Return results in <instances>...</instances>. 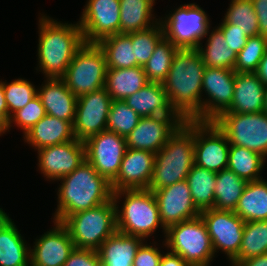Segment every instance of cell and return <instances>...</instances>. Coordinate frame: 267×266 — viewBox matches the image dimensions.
<instances>
[{
  "label": "cell",
  "mask_w": 267,
  "mask_h": 266,
  "mask_svg": "<svg viewBox=\"0 0 267 266\" xmlns=\"http://www.w3.org/2000/svg\"><path fill=\"white\" fill-rule=\"evenodd\" d=\"M205 65L196 48H179L162 82L171 108L183 120L202 115V79ZM202 95V96H201Z\"/></svg>",
  "instance_id": "cell-1"
},
{
  "label": "cell",
  "mask_w": 267,
  "mask_h": 266,
  "mask_svg": "<svg viewBox=\"0 0 267 266\" xmlns=\"http://www.w3.org/2000/svg\"><path fill=\"white\" fill-rule=\"evenodd\" d=\"M42 16V17H41ZM39 17L38 69L46 78H61L77 51L85 44L79 23L68 24Z\"/></svg>",
  "instance_id": "cell-2"
},
{
  "label": "cell",
  "mask_w": 267,
  "mask_h": 266,
  "mask_svg": "<svg viewBox=\"0 0 267 266\" xmlns=\"http://www.w3.org/2000/svg\"><path fill=\"white\" fill-rule=\"evenodd\" d=\"M59 180L55 221L62 222L74 213L94 208L112 198L111 183L87 161Z\"/></svg>",
  "instance_id": "cell-3"
},
{
  "label": "cell",
  "mask_w": 267,
  "mask_h": 266,
  "mask_svg": "<svg viewBox=\"0 0 267 266\" xmlns=\"http://www.w3.org/2000/svg\"><path fill=\"white\" fill-rule=\"evenodd\" d=\"M194 159V120L183 121L170 135L167 143L155 154L152 192L185 180Z\"/></svg>",
  "instance_id": "cell-4"
},
{
  "label": "cell",
  "mask_w": 267,
  "mask_h": 266,
  "mask_svg": "<svg viewBox=\"0 0 267 266\" xmlns=\"http://www.w3.org/2000/svg\"><path fill=\"white\" fill-rule=\"evenodd\" d=\"M121 196L125 197V200L120 208L117 203ZM112 199L116 206L118 232L140 237L144 242L145 238L152 236L159 226L166 234V228L160 220L156 198L151 190L122 189L113 192Z\"/></svg>",
  "instance_id": "cell-5"
},
{
  "label": "cell",
  "mask_w": 267,
  "mask_h": 266,
  "mask_svg": "<svg viewBox=\"0 0 267 266\" xmlns=\"http://www.w3.org/2000/svg\"><path fill=\"white\" fill-rule=\"evenodd\" d=\"M61 223L69 232L75 248L97 250L117 231L115 203L111 198L94 208L74 213Z\"/></svg>",
  "instance_id": "cell-6"
},
{
  "label": "cell",
  "mask_w": 267,
  "mask_h": 266,
  "mask_svg": "<svg viewBox=\"0 0 267 266\" xmlns=\"http://www.w3.org/2000/svg\"><path fill=\"white\" fill-rule=\"evenodd\" d=\"M163 245L181 256L189 266H209L215 253L207 226L199 215L196 218L170 225Z\"/></svg>",
  "instance_id": "cell-7"
},
{
  "label": "cell",
  "mask_w": 267,
  "mask_h": 266,
  "mask_svg": "<svg viewBox=\"0 0 267 266\" xmlns=\"http://www.w3.org/2000/svg\"><path fill=\"white\" fill-rule=\"evenodd\" d=\"M106 57L97 43H85L74 55L61 79L69 90L79 97L104 88Z\"/></svg>",
  "instance_id": "cell-8"
},
{
  "label": "cell",
  "mask_w": 267,
  "mask_h": 266,
  "mask_svg": "<svg viewBox=\"0 0 267 266\" xmlns=\"http://www.w3.org/2000/svg\"><path fill=\"white\" fill-rule=\"evenodd\" d=\"M216 125L225 133L229 144L245 147L267 158V113H222Z\"/></svg>",
  "instance_id": "cell-9"
},
{
  "label": "cell",
  "mask_w": 267,
  "mask_h": 266,
  "mask_svg": "<svg viewBox=\"0 0 267 266\" xmlns=\"http://www.w3.org/2000/svg\"><path fill=\"white\" fill-rule=\"evenodd\" d=\"M163 19L164 36L178 48H197L210 28L208 15L196 3L180 5Z\"/></svg>",
  "instance_id": "cell-10"
},
{
  "label": "cell",
  "mask_w": 267,
  "mask_h": 266,
  "mask_svg": "<svg viewBox=\"0 0 267 266\" xmlns=\"http://www.w3.org/2000/svg\"><path fill=\"white\" fill-rule=\"evenodd\" d=\"M229 141L214 121L194 120L195 165L213 172L227 169Z\"/></svg>",
  "instance_id": "cell-11"
},
{
  "label": "cell",
  "mask_w": 267,
  "mask_h": 266,
  "mask_svg": "<svg viewBox=\"0 0 267 266\" xmlns=\"http://www.w3.org/2000/svg\"><path fill=\"white\" fill-rule=\"evenodd\" d=\"M85 157L94 169L112 183L118 175L127 149L126 138L109 130H104L84 141Z\"/></svg>",
  "instance_id": "cell-12"
},
{
  "label": "cell",
  "mask_w": 267,
  "mask_h": 266,
  "mask_svg": "<svg viewBox=\"0 0 267 266\" xmlns=\"http://www.w3.org/2000/svg\"><path fill=\"white\" fill-rule=\"evenodd\" d=\"M200 216L207 226L214 253L222 250L232 261L239 253L245 221L232 210L212 208L201 211Z\"/></svg>",
  "instance_id": "cell-13"
},
{
  "label": "cell",
  "mask_w": 267,
  "mask_h": 266,
  "mask_svg": "<svg viewBox=\"0 0 267 266\" xmlns=\"http://www.w3.org/2000/svg\"><path fill=\"white\" fill-rule=\"evenodd\" d=\"M112 101L105 88L78 97L73 123V133L77 140L84 142L106 130Z\"/></svg>",
  "instance_id": "cell-14"
},
{
  "label": "cell",
  "mask_w": 267,
  "mask_h": 266,
  "mask_svg": "<svg viewBox=\"0 0 267 266\" xmlns=\"http://www.w3.org/2000/svg\"><path fill=\"white\" fill-rule=\"evenodd\" d=\"M236 72L226 68L205 67L202 92L209 98L202 99V115L196 121H214L231 105Z\"/></svg>",
  "instance_id": "cell-15"
},
{
  "label": "cell",
  "mask_w": 267,
  "mask_h": 266,
  "mask_svg": "<svg viewBox=\"0 0 267 266\" xmlns=\"http://www.w3.org/2000/svg\"><path fill=\"white\" fill-rule=\"evenodd\" d=\"M78 21L85 43L120 34V0H88Z\"/></svg>",
  "instance_id": "cell-16"
},
{
  "label": "cell",
  "mask_w": 267,
  "mask_h": 266,
  "mask_svg": "<svg viewBox=\"0 0 267 266\" xmlns=\"http://www.w3.org/2000/svg\"><path fill=\"white\" fill-rule=\"evenodd\" d=\"M38 152V167L48 180H58L72 173L86 161L85 145L76 138L53 146L43 147Z\"/></svg>",
  "instance_id": "cell-17"
},
{
  "label": "cell",
  "mask_w": 267,
  "mask_h": 266,
  "mask_svg": "<svg viewBox=\"0 0 267 266\" xmlns=\"http://www.w3.org/2000/svg\"><path fill=\"white\" fill-rule=\"evenodd\" d=\"M160 220L167 229L170 225L196 218L200 211L195 207L187 180L179 181L153 191Z\"/></svg>",
  "instance_id": "cell-18"
},
{
  "label": "cell",
  "mask_w": 267,
  "mask_h": 266,
  "mask_svg": "<svg viewBox=\"0 0 267 266\" xmlns=\"http://www.w3.org/2000/svg\"><path fill=\"white\" fill-rule=\"evenodd\" d=\"M182 122L179 116L141 117L137 126L125 137L126 147L156 154Z\"/></svg>",
  "instance_id": "cell-19"
},
{
  "label": "cell",
  "mask_w": 267,
  "mask_h": 266,
  "mask_svg": "<svg viewBox=\"0 0 267 266\" xmlns=\"http://www.w3.org/2000/svg\"><path fill=\"white\" fill-rule=\"evenodd\" d=\"M53 222L55 227L36 238L35 245L30 248V266H63L74 250L66 227L61 222Z\"/></svg>",
  "instance_id": "cell-20"
},
{
  "label": "cell",
  "mask_w": 267,
  "mask_h": 266,
  "mask_svg": "<svg viewBox=\"0 0 267 266\" xmlns=\"http://www.w3.org/2000/svg\"><path fill=\"white\" fill-rule=\"evenodd\" d=\"M155 161V153L127 148L117 177L111 183L112 191L122 189H148Z\"/></svg>",
  "instance_id": "cell-21"
},
{
  "label": "cell",
  "mask_w": 267,
  "mask_h": 266,
  "mask_svg": "<svg viewBox=\"0 0 267 266\" xmlns=\"http://www.w3.org/2000/svg\"><path fill=\"white\" fill-rule=\"evenodd\" d=\"M265 85L254 72H236L233 100L223 113H258L264 111Z\"/></svg>",
  "instance_id": "cell-22"
},
{
  "label": "cell",
  "mask_w": 267,
  "mask_h": 266,
  "mask_svg": "<svg viewBox=\"0 0 267 266\" xmlns=\"http://www.w3.org/2000/svg\"><path fill=\"white\" fill-rule=\"evenodd\" d=\"M38 88V96L44 106L46 115L68 121L75 120L76 97L61 78H46L45 84Z\"/></svg>",
  "instance_id": "cell-23"
},
{
  "label": "cell",
  "mask_w": 267,
  "mask_h": 266,
  "mask_svg": "<svg viewBox=\"0 0 267 266\" xmlns=\"http://www.w3.org/2000/svg\"><path fill=\"white\" fill-rule=\"evenodd\" d=\"M14 221L0 208V266H30V246Z\"/></svg>",
  "instance_id": "cell-24"
},
{
  "label": "cell",
  "mask_w": 267,
  "mask_h": 266,
  "mask_svg": "<svg viewBox=\"0 0 267 266\" xmlns=\"http://www.w3.org/2000/svg\"><path fill=\"white\" fill-rule=\"evenodd\" d=\"M140 117L178 116L171 108L162 83L149 82L140 90L124 99Z\"/></svg>",
  "instance_id": "cell-25"
},
{
  "label": "cell",
  "mask_w": 267,
  "mask_h": 266,
  "mask_svg": "<svg viewBox=\"0 0 267 266\" xmlns=\"http://www.w3.org/2000/svg\"><path fill=\"white\" fill-rule=\"evenodd\" d=\"M23 136L25 142L36 150L75 139L73 125L51 115H45Z\"/></svg>",
  "instance_id": "cell-26"
},
{
  "label": "cell",
  "mask_w": 267,
  "mask_h": 266,
  "mask_svg": "<svg viewBox=\"0 0 267 266\" xmlns=\"http://www.w3.org/2000/svg\"><path fill=\"white\" fill-rule=\"evenodd\" d=\"M144 240L116 231L97 249L102 266H132L136 251Z\"/></svg>",
  "instance_id": "cell-27"
},
{
  "label": "cell",
  "mask_w": 267,
  "mask_h": 266,
  "mask_svg": "<svg viewBox=\"0 0 267 266\" xmlns=\"http://www.w3.org/2000/svg\"><path fill=\"white\" fill-rule=\"evenodd\" d=\"M149 81L141 66L126 69H107L104 88L112 100H124Z\"/></svg>",
  "instance_id": "cell-28"
},
{
  "label": "cell",
  "mask_w": 267,
  "mask_h": 266,
  "mask_svg": "<svg viewBox=\"0 0 267 266\" xmlns=\"http://www.w3.org/2000/svg\"><path fill=\"white\" fill-rule=\"evenodd\" d=\"M234 212L245 222L267 220V181L247 182Z\"/></svg>",
  "instance_id": "cell-29"
},
{
  "label": "cell",
  "mask_w": 267,
  "mask_h": 266,
  "mask_svg": "<svg viewBox=\"0 0 267 266\" xmlns=\"http://www.w3.org/2000/svg\"><path fill=\"white\" fill-rule=\"evenodd\" d=\"M154 4L155 0H120V34L135 33L154 26L158 20L152 14Z\"/></svg>",
  "instance_id": "cell-30"
},
{
  "label": "cell",
  "mask_w": 267,
  "mask_h": 266,
  "mask_svg": "<svg viewBox=\"0 0 267 266\" xmlns=\"http://www.w3.org/2000/svg\"><path fill=\"white\" fill-rule=\"evenodd\" d=\"M210 31L205 35L207 43L203 48L202 43L196 48L201 55L202 61L206 67L226 68L234 70L237 60V54L229 48L223 33L216 27L210 35Z\"/></svg>",
  "instance_id": "cell-31"
},
{
  "label": "cell",
  "mask_w": 267,
  "mask_h": 266,
  "mask_svg": "<svg viewBox=\"0 0 267 266\" xmlns=\"http://www.w3.org/2000/svg\"><path fill=\"white\" fill-rule=\"evenodd\" d=\"M97 44L105 54L107 69H126L136 66L132 33L111 35Z\"/></svg>",
  "instance_id": "cell-32"
},
{
  "label": "cell",
  "mask_w": 267,
  "mask_h": 266,
  "mask_svg": "<svg viewBox=\"0 0 267 266\" xmlns=\"http://www.w3.org/2000/svg\"><path fill=\"white\" fill-rule=\"evenodd\" d=\"M216 176V172L197 165L187 175L193 203L200 212L214 207Z\"/></svg>",
  "instance_id": "cell-33"
},
{
  "label": "cell",
  "mask_w": 267,
  "mask_h": 266,
  "mask_svg": "<svg viewBox=\"0 0 267 266\" xmlns=\"http://www.w3.org/2000/svg\"><path fill=\"white\" fill-rule=\"evenodd\" d=\"M247 181L229 169L221 170L216 176L214 209L234 211Z\"/></svg>",
  "instance_id": "cell-34"
},
{
  "label": "cell",
  "mask_w": 267,
  "mask_h": 266,
  "mask_svg": "<svg viewBox=\"0 0 267 266\" xmlns=\"http://www.w3.org/2000/svg\"><path fill=\"white\" fill-rule=\"evenodd\" d=\"M262 254H267V220L245 222L239 253L231 265Z\"/></svg>",
  "instance_id": "cell-35"
},
{
  "label": "cell",
  "mask_w": 267,
  "mask_h": 266,
  "mask_svg": "<svg viewBox=\"0 0 267 266\" xmlns=\"http://www.w3.org/2000/svg\"><path fill=\"white\" fill-rule=\"evenodd\" d=\"M265 161L263 156L254 151L230 144L227 169L247 182L263 178L260 172L265 166Z\"/></svg>",
  "instance_id": "cell-36"
},
{
  "label": "cell",
  "mask_w": 267,
  "mask_h": 266,
  "mask_svg": "<svg viewBox=\"0 0 267 266\" xmlns=\"http://www.w3.org/2000/svg\"><path fill=\"white\" fill-rule=\"evenodd\" d=\"M178 49L165 36L157 43L152 56L143 67L149 82L162 83L166 79Z\"/></svg>",
  "instance_id": "cell-37"
},
{
  "label": "cell",
  "mask_w": 267,
  "mask_h": 266,
  "mask_svg": "<svg viewBox=\"0 0 267 266\" xmlns=\"http://www.w3.org/2000/svg\"><path fill=\"white\" fill-rule=\"evenodd\" d=\"M223 22L236 25L248 37L259 35L258 17L252 0H231Z\"/></svg>",
  "instance_id": "cell-38"
},
{
  "label": "cell",
  "mask_w": 267,
  "mask_h": 266,
  "mask_svg": "<svg viewBox=\"0 0 267 266\" xmlns=\"http://www.w3.org/2000/svg\"><path fill=\"white\" fill-rule=\"evenodd\" d=\"M163 37L164 30L160 19L154 26L132 33V46H134L136 66L144 67L152 56L157 43Z\"/></svg>",
  "instance_id": "cell-39"
},
{
  "label": "cell",
  "mask_w": 267,
  "mask_h": 266,
  "mask_svg": "<svg viewBox=\"0 0 267 266\" xmlns=\"http://www.w3.org/2000/svg\"><path fill=\"white\" fill-rule=\"evenodd\" d=\"M8 107V121L18 110L25 107L32 99L38 95V89L30 81L22 78L15 79L10 83L2 82Z\"/></svg>",
  "instance_id": "cell-40"
},
{
  "label": "cell",
  "mask_w": 267,
  "mask_h": 266,
  "mask_svg": "<svg viewBox=\"0 0 267 266\" xmlns=\"http://www.w3.org/2000/svg\"><path fill=\"white\" fill-rule=\"evenodd\" d=\"M140 116L124 100H113L106 130L126 137L138 124Z\"/></svg>",
  "instance_id": "cell-41"
},
{
  "label": "cell",
  "mask_w": 267,
  "mask_h": 266,
  "mask_svg": "<svg viewBox=\"0 0 267 266\" xmlns=\"http://www.w3.org/2000/svg\"><path fill=\"white\" fill-rule=\"evenodd\" d=\"M267 50V38L262 35L248 37L245 46L237 54L235 72H255Z\"/></svg>",
  "instance_id": "cell-42"
},
{
  "label": "cell",
  "mask_w": 267,
  "mask_h": 266,
  "mask_svg": "<svg viewBox=\"0 0 267 266\" xmlns=\"http://www.w3.org/2000/svg\"><path fill=\"white\" fill-rule=\"evenodd\" d=\"M46 115L44 106L40 97L37 95L32 99L25 107L15 112L9 120V128H11L12 122L20 127L25 134L36 123H38Z\"/></svg>",
  "instance_id": "cell-43"
},
{
  "label": "cell",
  "mask_w": 267,
  "mask_h": 266,
  "mask_svg": "<svg viewBox=\"0 0 267 266\" xmlns=\"http://www.w3.org/2000/svg\"><path fill=\"white\" fill-rule=\"evenodd\" d=\"M217 28L223 33L229 48L238 54L245 46L248 36L236 25L222 22Z\"/></svg>",
  "instance_id": "cell-44"
},
{
  "label": "cell",
  "mask_w": 267,
  "mask_h": 266,
  "mask_svg": "<svg viewBox=\"0 0 267 266\" xmlns=\"http://www.w3.org/2000/svg\"><path fill=\"white\" fill-rule=\"evenodd\" d=\"M63 266H102L97 250L74 248Z\"/></svg>",
  "instance_id": "cell-45"
},
{
  "label": "cell",
  "mask_w": 267,
  "mask_h": 266,
  "mask_svg": "<svg viewBox=\"0 0 267 266\" xmlns=\"http://www.w3.org/2000/svg\"><path fill=\"white\" fill-rule=\"evenodd\" d=\"M146 243L138 247L132 266H159L163 254L155 245Z\"/></svg>",
  "instance_id": "cell-46"
},
{
  "label": "cell",
  "mask_w": 267,
  "mask_h": 266,
  "mask_svg": "<svg viewBox=\"0 0 267 266\" xmlns=\"http://www.w3.org/2000/svg\"><path fill=\"white\" fill-rule=\"evenodd\" d=\"M258 17L259 34L267 38V0H252Z\"/></svg>",
  "instance_id": "cell-47"
},
{
  "label": "cell",
  "mask_w": 267,
  "mask_h": 266,
  "mask_svg": "<svg viewBox=\"0 0 267 266\" xmlns=\"http://www.w3.org/2000/svg\"><path fill=\"white\" fill-rule=\"evenodd\" d=\"M159 266H189L185 260L174 253L167 252L161 257Z\"/></svg>",
  "instance_id": "cell-48"
},
{
  "label": "cell",
  "mask_w": 267,
  "mask_h": 266,
  "mask_svg": "<svg viewBox=\"0 0 267 266\" xmlns=\"http://www.w3.org/2000/svg\"><path fill=\"white\" fill-rule=\"evenodd\" d=\"M260 81L267 86V50L260 60L256 71L254 72Z\"/></svg>",
  "instance_id": "cell-49"
},
{
  "label": "cell",
  "mask_w": 267,
  "mask_h": 266,
  "mask_svg": "<svg viewBox=\"0 0 267 266\" xmlns=\"http://www.w3.org/2000/svg\"><path fill=\"white\" fill-rule=\"evenodd\" d=\"M237 266H267V254L246 259Z\"/></svg>",
  "instance_id": "cell-50"
},
{
  "label": "cell",
  "mask_w": 267,
  "mask_h": 266,
  "mask_svg": "<svg viewBox=\"0 0 267 266\" xmlns=\"http://www.w3.org/2000/svg\"><path fill=\"white\" fill-rule=\"evenodd\" d=\"M0 113L8 120V107L6 104L3 85L1 82H0Z\"/></svg>",
  "instance_id": "cell-51"
},
{
  "label": "cell",
  "mask_w": 267,
  "mask_h": 266,
  "mask_svg": "<svg viewBox=\"0 0 267 266\" xmlns=\"http://www.w3.org/2000/svg\"><path fill=\"white\" fill-rule=\"evenodd\" d=\"M9 129V121L0 113V136Z\"/></svg>",
  "instance_id": "cell-52"
},
{
  "label": "cell",
  "mask_w": 267,
  "mask_h": 266,
  "mask_svg": "<svg viewBox=\"0 0 267 266\" xmlns=\"http://www.w3.org/2000/svg\"><path fill=\"white\" fill-rule=\"evenodd\" d=\"M264 112L267 113V86L265 87V105H264Z\"/></svg>",
  "instance_id": "cell-53"
}]
</instances>
